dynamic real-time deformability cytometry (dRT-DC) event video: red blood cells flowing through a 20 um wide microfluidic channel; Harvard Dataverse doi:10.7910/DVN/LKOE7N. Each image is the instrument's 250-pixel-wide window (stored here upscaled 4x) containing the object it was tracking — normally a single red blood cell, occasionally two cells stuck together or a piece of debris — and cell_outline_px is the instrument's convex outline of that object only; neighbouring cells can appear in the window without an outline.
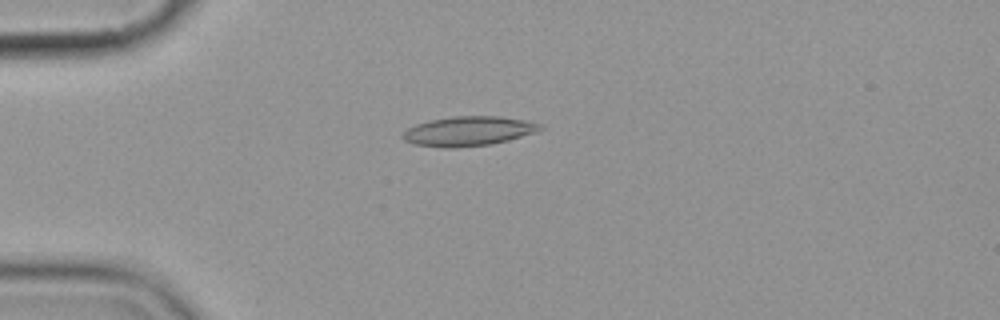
{"species": "common noctule bat (a hibernating species)", "species_latin": "Nyctalus noctula", "temperature_condition": "cold", "stored_images_in_passage": 4, "camera_frame_rate_fps": 3000, "um_per_image_px": 0.085, "animal": {"sex": "female", "body_mass_g": 19.9}, "frame": {"image": 1, "passage_image": 2, "time_ms": 1.0, "image_size_px": [1000, 320], "cell_outline_px": [[544, 128], [536, 132], [508, 140], [492, 144], [456, 148], [444, 148], [412, 144], [404, 140], [400, 136], [408, 128], [416, 124], [432, 120], [452, 116], [500, 116], [524, 120], [540, 124]], "centroid_in_image_um": [39.79, 11.16], "position_along_channel_um": 45.2, "area_um2": 23.7}}
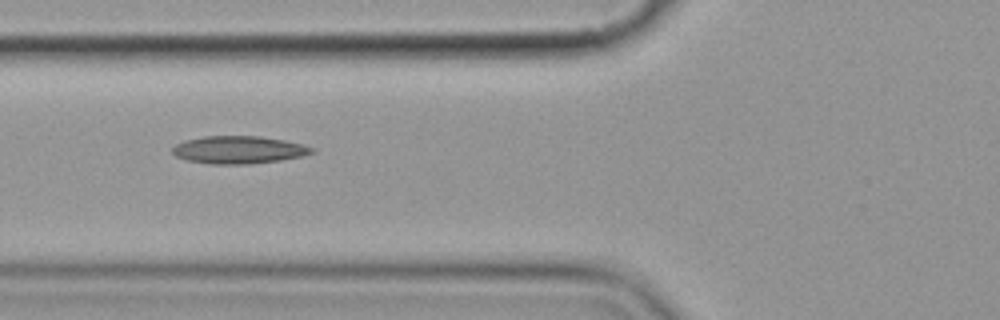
{"frame": {"image": 2, "passage_image": 4, "time_ms": 3.333, "image_size_px": [1000, 320], "cell_outline_px": [[316, 152], [304, 156], [280, 160], [248, 164], [208, 164], [188, 160], [176, 156], [172, 152], [172, 148], [176, 144], [184, 140], [204, 136], [260, 136], [284, 140], [304, 144], [316, 148]], "centroid_in_image_um": [20.33, 12.73], "position_along_channel_um": 105.5, "area_um2": 22.66}}